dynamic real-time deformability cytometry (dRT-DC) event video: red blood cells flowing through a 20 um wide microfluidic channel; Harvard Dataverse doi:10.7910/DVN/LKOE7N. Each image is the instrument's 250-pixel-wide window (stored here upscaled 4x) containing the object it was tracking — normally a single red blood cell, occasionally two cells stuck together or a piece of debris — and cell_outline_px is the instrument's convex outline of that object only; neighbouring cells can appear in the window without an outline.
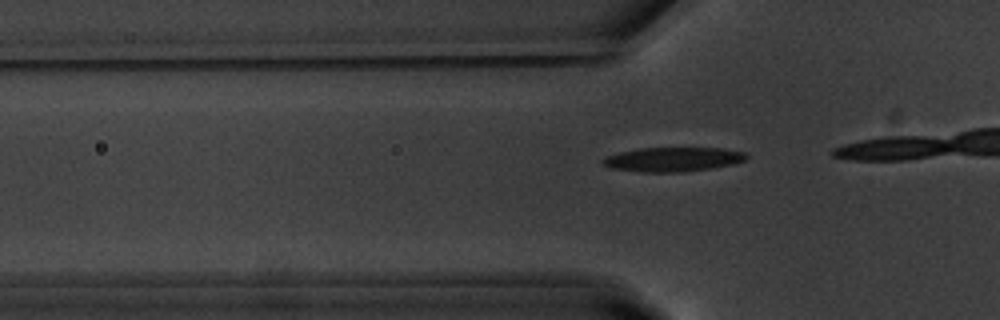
{"species": "common noctule bat (a hibernating species)", "species_latin": "Nyctalus noctula", "temperature_condition": "warm", "stored_images_in_passage": 19, "camera_frame_rate_fps": 3000, "um_per_image_px": 0.085, "animal": {"sex": "male", "body_mass_g": 20.1, "forearm_length_mm": 53.5}, "frame": {"image": 1, "passage_image": 14, "time_ms": 4.333, "image_size_px": [1000, 320], "cell_outline_px": [[748, 156], [744, 160], [732, 164], [712, 168], [684, 172], [640, 172], [612, 168], [604, 164], [600, 160], [604, 156], [620, 152], [640, 148], [720, 148], [744, 152]], "centroid_in_image_um": [57.16, 13.55], "position_along_channel_um": 68.6, "area_um2": 20.29}}